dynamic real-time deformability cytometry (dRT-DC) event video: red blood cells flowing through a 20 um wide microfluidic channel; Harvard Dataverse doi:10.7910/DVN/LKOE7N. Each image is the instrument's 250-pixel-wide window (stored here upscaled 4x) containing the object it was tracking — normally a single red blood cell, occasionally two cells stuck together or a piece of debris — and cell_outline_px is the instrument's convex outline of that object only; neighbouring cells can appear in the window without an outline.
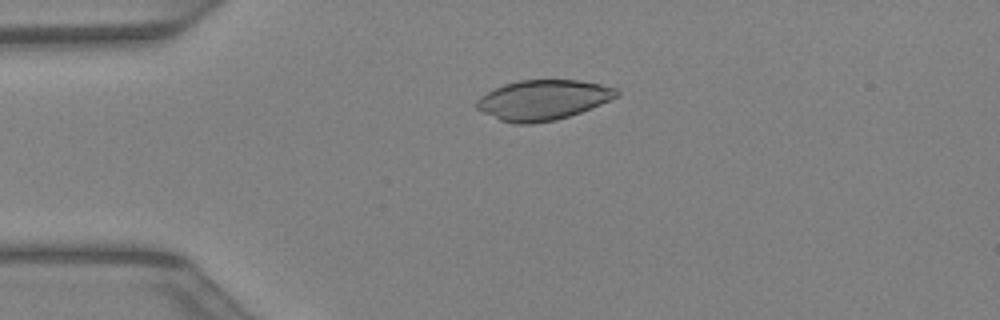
{"species": "Egyptian fruit bat (a non-hibernating species)", "species_latin": "Rousettus aegyptiacus", "temperature_condition": "warm", "stored_images_in_passage": 33, "camera_frame_rate_fps": 3000, "um_per_image_px": 0.085, "animal": {"sex": "female"}, "frame": {"image": 1, "passage_image": 1, "time_ms": 0.0, "image_size_px": [1000, 320], "cell_outline_px": [[620, 92], [616, 96], [600, 104], [580, 112], [556, 120], [532, 124], [516, 124], [500, 120], [476, 108], [476, 100], [480, 96], [504, 84], [520, 80], [580, 80], [600, 84], [616, 88]], "centroid_in_image_um": [46.14, 8.5], "position_along_channel_um": 38.9, "area_um2": 32.37}}
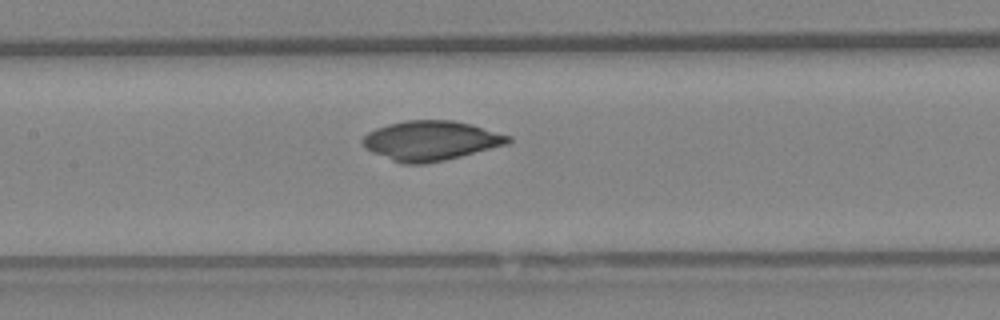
{"frame": {"image": 2, "passage_image": 11, "time_ms": 3.333, "image_size_px": [1000, 320], "cell_outline_px": [[512, 140], [508, 144], [444, 160], [424, 164], [400, 164], [372, 152], [360, 140], [368, 132], [376, 128], [388, 124], [408, 120], [452, 120], [472, 124], [512, 136]], "centroid_in_image_um": [36.63, 11.95], "position_along_channel_um": 170.8, "area_um2": 33.58}}
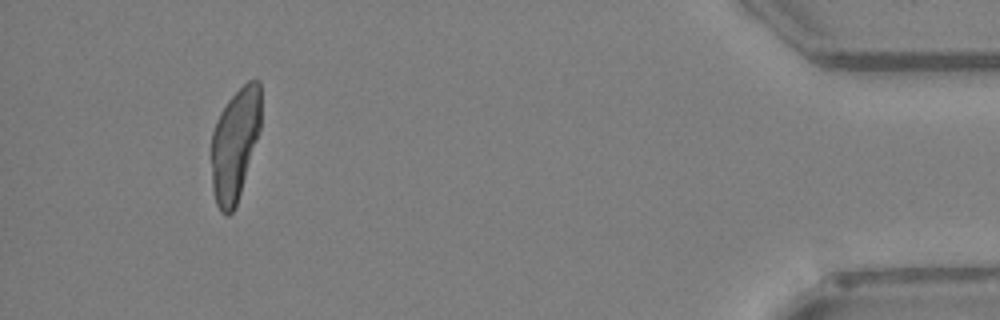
{"frame": {"image": 3, "passage_image": 30, "time_ms": 9.667, "image_size_px": [1000, 320], "cell_outline_px": [[260, 128], [240, 192], [236, 204], [232, 212], [228, 216], [220, 212], [216, 204], [212, 188], [212, 132], [216, 120], [220, 112], [228, 100], [248, 80], [260, 80]], "centroid_in_image_um": [19.95, 12.26], "position_along_channel_um": 415.3, "area_um2": 32.02}}